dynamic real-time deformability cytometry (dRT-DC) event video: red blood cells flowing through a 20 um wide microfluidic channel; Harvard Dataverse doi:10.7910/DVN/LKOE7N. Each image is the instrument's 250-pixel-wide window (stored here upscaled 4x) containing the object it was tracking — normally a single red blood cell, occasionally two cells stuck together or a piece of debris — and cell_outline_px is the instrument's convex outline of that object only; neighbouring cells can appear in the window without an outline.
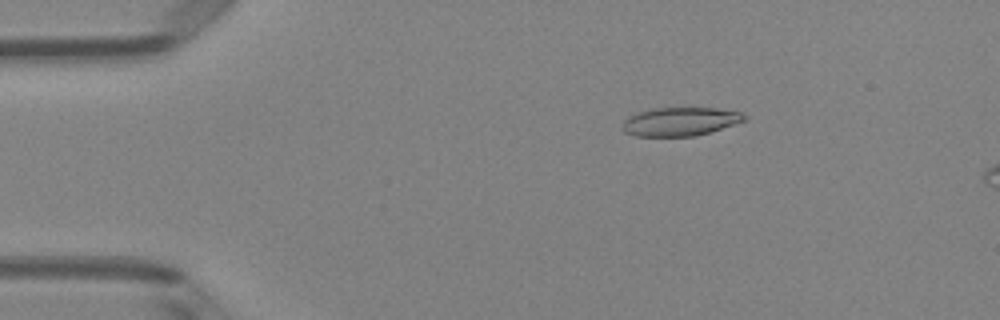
{"species": "Egyptian fruit bat (a non-hibernating species)", "species_latin": "Rousettus aegyptiacus", "temperature_condition": "room temperature", "stored_images_in_passage": 15, "camera_frame_rate_fps": 3000, "um_per_image_px": 0.085, "animal": {"sex": "female"}, "frame": {"image": 1, "passage_image": 9, "time_ms": 2.667, "image_size_px": [1000, 320], "cell_outline_px": [[748, 120], [696, 136], [636, 136], [624, 132], [620, 128], [624, 120], [628, 116], [636, 112], [652, 108], [716, 108], [740, 112], [748, 116]], "centroid_in_image_um": [57.79, 10.33], "position_along_channel_um": 27.2, "area_um2": 20.52}}